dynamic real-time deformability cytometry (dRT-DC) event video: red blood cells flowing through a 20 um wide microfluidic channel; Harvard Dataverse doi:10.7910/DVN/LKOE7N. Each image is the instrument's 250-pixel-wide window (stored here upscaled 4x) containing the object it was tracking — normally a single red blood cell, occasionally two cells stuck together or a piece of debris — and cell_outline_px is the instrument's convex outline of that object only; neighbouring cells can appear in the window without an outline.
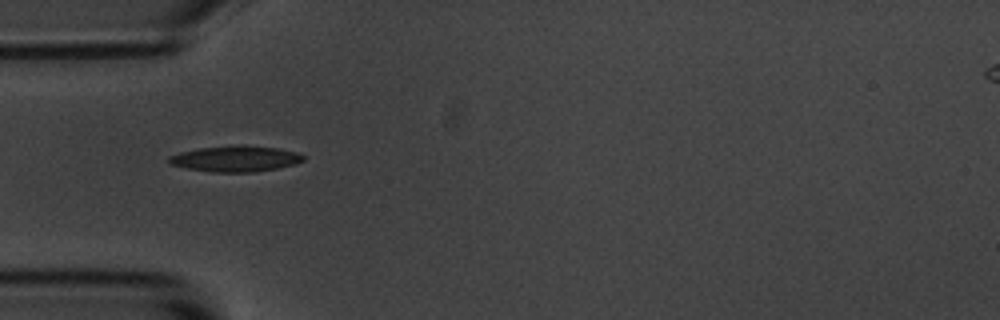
{"species": "common noctule bat (a hibernating species)", "species_latin": "Nyctalus noctula", "temperature_condition": "room temperature", "stored_images_in_passage": 11, "camera_frame_rate_fps": 3000, "um_per_image_px": 0.085, "animal": {"sex": "male", "body_mass_g": 20.1, "forearm_length_mm": 53.5}, "frame": {"image": 1, "passage_image": 1, "time_ms": 0.0, "image_size_px": [1000, 320], "cell_outline_px": [[304, 160], [296, 164], [256, 172], [212, 172], [188, 168], [168, 164], [168, 156], [180, 152], [200, 148], [232, 144], [244, 144], [280, 148], [296, 152], [304, 156]], "centroid_in_image_um": [20.02, 13.47], "position_along_channel_um": 65.0, "area_um2": 20.58}}
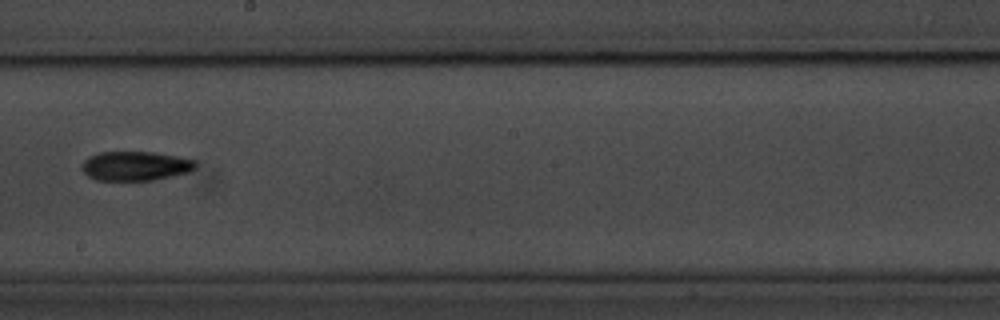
{"frame": {"image": 2, "passage_image": 5, "time_ms": 1.333, "image_size_px": [1000, 320], "cell_outline_px": [[196, 168], [192, 172], [152, 180], [96, 180], [88, 176], [80, 168], [84, 160], [88, 156], [100, 152], [156, 152], [196, 160]], "centroid_in_image_um": [11.52, 14.1], "position_along_channel_um": 236.7, "area_um2": 19.59}}
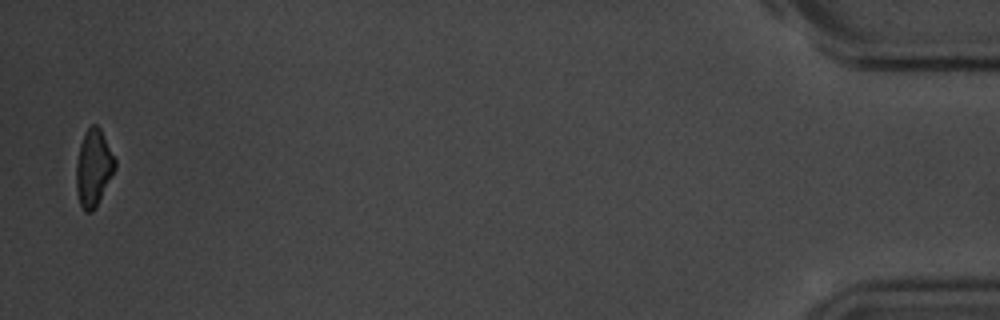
{"frame": {"image": 3, "passage_image": 11, "time_ms": 3.333, "image_size_px": [1000, 320], "cell_outline_px": [[116, 168], [96, 208], [92, 212], [84, 212], [80, 204], [76, 192], [76, 164], [80, 144], [88, 128], [92, 124], [96, 124], [100, 128], [116, 160]], "centroid_in_image_um": [7.95, 14.31], "position_along_channel_um": 427.2, "area_um2": 17.4}}